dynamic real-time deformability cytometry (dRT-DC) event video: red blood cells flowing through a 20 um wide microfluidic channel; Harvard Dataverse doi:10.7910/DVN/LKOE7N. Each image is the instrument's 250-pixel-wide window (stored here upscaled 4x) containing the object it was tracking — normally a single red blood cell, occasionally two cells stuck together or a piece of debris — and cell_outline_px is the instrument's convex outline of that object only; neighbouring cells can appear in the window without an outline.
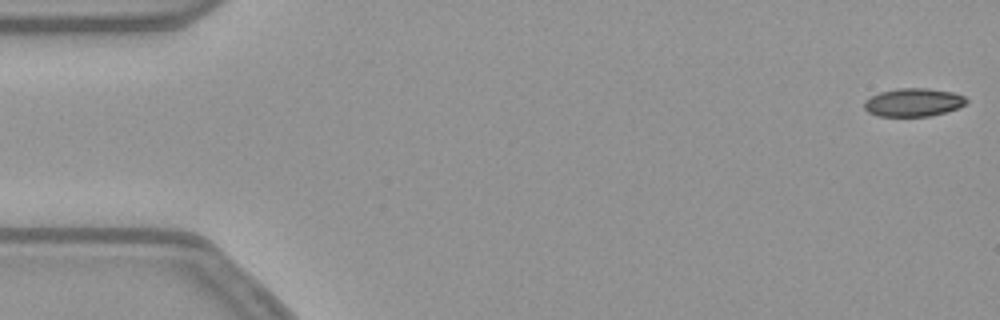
{"species": "common noctule bat (a hibernating species)", "species_latin": "Nyctalus noctula", "temperature_condition": "warm", "stored_images_in_passage": 54, "camera_frame_rate_fps": 3000, "um_per_image_px": 0.085, "animal": {"sex": "female", "body_mass_g": 21.9}, "frame": {"image": 1, "passage_image": 1, "time_ms": 0.0, "image_size_px": [1000, 320], "cell_outline_px": [[968, 100], [964, 104], [956, 108], [944, 112], [928, 116], [880, 116], [868, 112], [864, 108], [864, 100], [880, 92], [896, 88], [928, 88], [952, 92], [964, 96]], "centroid_in_image_um": [77.6, 8.69], "position_along_channel_um": 7.4, "area_um2": 16.65}}
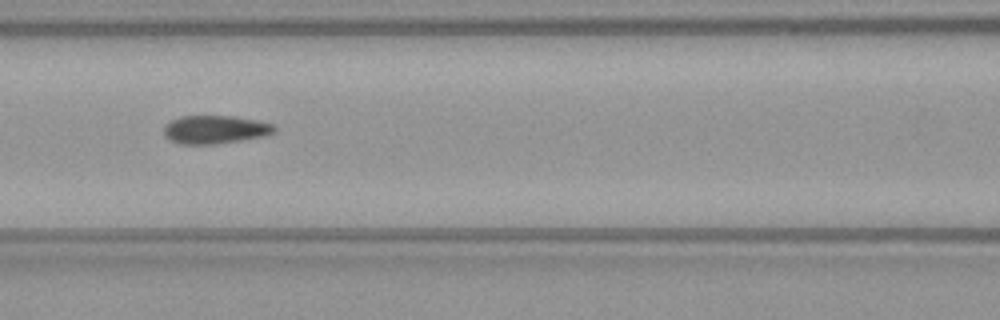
{"frame": {"image": 2, "passage_image": 23, "time_ms": 7.333, "image_size_px": [1000, 320], "cell_outline_px": [[276, 128], [272, 132], [264, 136], [216, 144], [180, 144], [168, 140], [164, 136], [164, 128], [172, 120], [180, 116], [232, 116], [256, 120], [272, 124]], "centroid_in_image_um": [18.24, 11.02], "position_along_channel_um": 148.4, "area_um2": 18.03}}
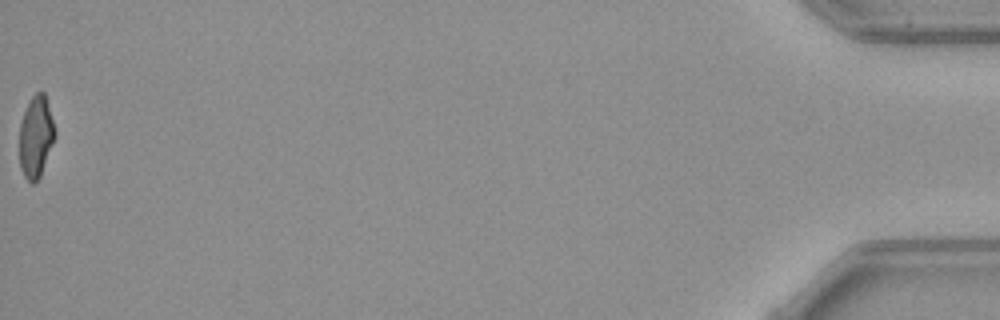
{"frame": {"image": 3, "passage_image": 54, "time_ms": 17.667, "image_size_px": [1000, 320], "cell_outline_px": [[56, 136], [40, 176], [32, 184], [24, 176], [20, 168], [20, 124], [24, 112], [32, 96], [36, 92], [44, 92], [56, 132]], "centroid_in_image_um": [3.05, 11.63], "position_along_channel_um": 432.1, "area_um2": 16.65}, "authors_computed_cell_mechanics": {"area_um2": 18.2359, "velocity_mm_per_s": 3.8153, "shape_relaxation_time_tau1_ms": 11.3343, "shape_relaxation_time_tau2_ms": 2.6208, "deformation_change_tau1": 0.2317, "deformation_change_tau2": 0.0815}}